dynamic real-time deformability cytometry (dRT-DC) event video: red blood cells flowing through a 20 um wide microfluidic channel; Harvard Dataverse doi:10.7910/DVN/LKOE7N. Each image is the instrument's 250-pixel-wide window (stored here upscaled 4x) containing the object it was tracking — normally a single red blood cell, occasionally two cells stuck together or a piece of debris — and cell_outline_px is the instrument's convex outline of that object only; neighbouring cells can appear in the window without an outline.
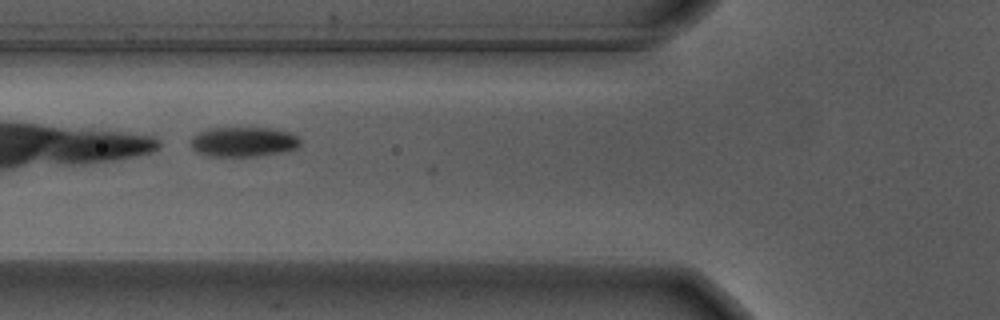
{"species": "Egyptian fruit bat (a non-hibernating species)", "species_latin": "Rousettus aegyptiacus", "temperature_condition": "warm", "stored_images_in_passage": 35, "camera_frame_rate_fps": 3000, "um_per_image_px": 0.085, "animal": {"sex": "male"}, "frame": {"image": 1, "passage_image": 13, "time_ms": 4.0, "image_size_px": [1000, 320], "cell_outline_px": [[300, 144], [296, 148], [280, 152], [252, 156], [208, 156], [196, 152], [192, 148], [192, 136], [196, 132], [204, 128], [276, 128], [292, 132], [300, 140]], "centroid_in_image_um": [20.66, 12.03], "position_along_channel_um": 105.1, "area_um2": 19.13}}
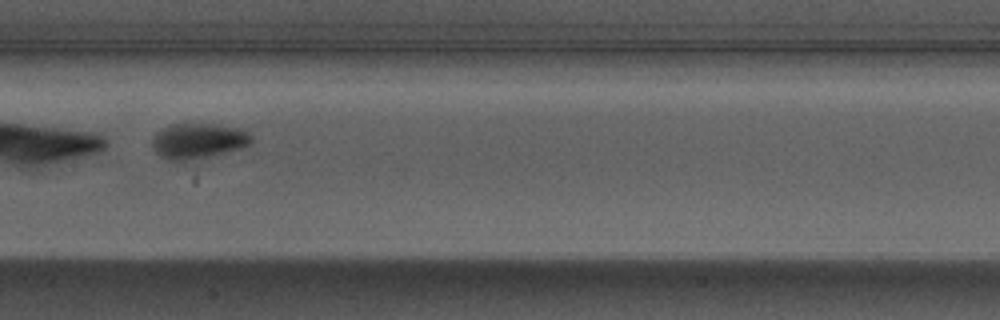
{"frame": {"image": 2, "passage_image": 20, "time_ms": 6.333, "image_size_px": [1000, 320], "cell_outline_px": [[252, 144], [240, 148], [224, 152], [184, 160], [168, 160], [160, 156], [152, 148], [152, 136], [160, 128], [184, 120], [216, 124], [244, 128], [252, 136]], "centroid_in_image_um": [16.82, 11.89], "position_along_channel_um": 190.6, "area_um2": 21.04}}
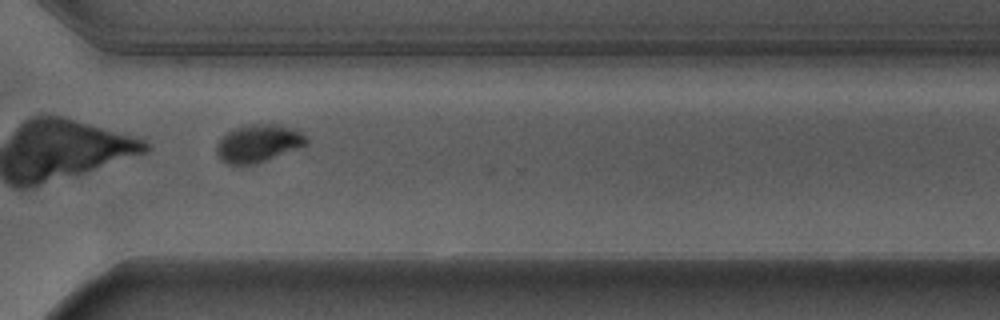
{"frame": {"image": 3, "passage_image": 33, "time_ms": 10.667, "image_size_px": [1000, 320], "cell_outline_px": [[308, 144], [264, 160], [252, 164], [228, 164], [220, 160], [216, 152], [216, 144], [232, 128], [244, 124], [276, 124], [292, 128], [300, 132], [308, 140]], "centroid_in_image_um": [21.91, 12.16], "position_along_channel_um": 348.7, "area_um2": 19.42}, "authors_computed_cell_mechanics": {"area_um2": 20.808, "velocity_mm_per_s": 3.6512, "shape_relaxation_time_tau1_ms": 0.7967, "shape_relaxation_time_tau2_ms": null, "deformation_change_tau1": 0.3172, "deformation_change_tau2": null}}